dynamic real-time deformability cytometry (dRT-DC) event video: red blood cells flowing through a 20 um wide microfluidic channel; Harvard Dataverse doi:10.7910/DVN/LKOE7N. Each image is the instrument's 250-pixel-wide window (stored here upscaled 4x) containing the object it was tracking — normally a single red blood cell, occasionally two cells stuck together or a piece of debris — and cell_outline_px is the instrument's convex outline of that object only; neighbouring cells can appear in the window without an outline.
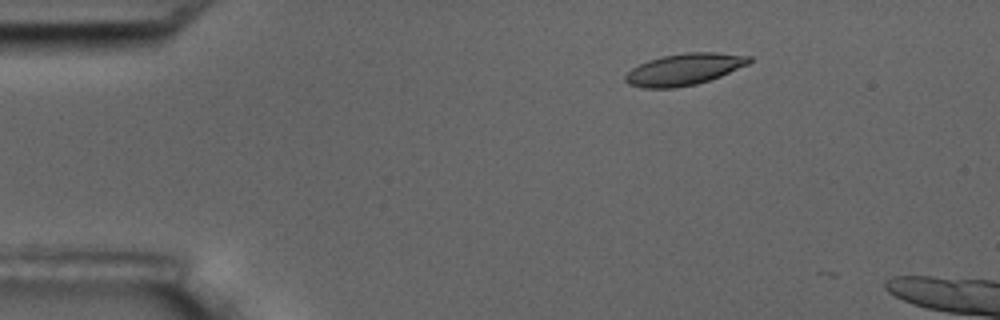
{"species": "common noctule bat (a hibernating species)", "species_latin": "Nyctalus noctula", "temperature_condition": "room temperature", "stored_images_in_passage": 5, "camera_frame_rate_fps": 3000, "um_per_image_px": 0.085, "animal": {"sex": "male", "body_mass_g": 17.5, "forearm_length_mm": 52.3}, "frame": {"image": 1, "passage_image": 3, "time_ms": 2.333, "image_size_px": [1000, 320], "cell_outline_px": [[752, 60], [748, 64], [720, 76], [696, 84], [676, 88], [644, 88], [628, 84], [624, 80], [624, 76], [632, 68], [648, 60], [664, 56], [688, 52], [716, 52], [752, 56]], "centroid_in_image_um": [58.15, 5.89], "position_along_channel_um": 26.9, "area_um2": 22.72}}